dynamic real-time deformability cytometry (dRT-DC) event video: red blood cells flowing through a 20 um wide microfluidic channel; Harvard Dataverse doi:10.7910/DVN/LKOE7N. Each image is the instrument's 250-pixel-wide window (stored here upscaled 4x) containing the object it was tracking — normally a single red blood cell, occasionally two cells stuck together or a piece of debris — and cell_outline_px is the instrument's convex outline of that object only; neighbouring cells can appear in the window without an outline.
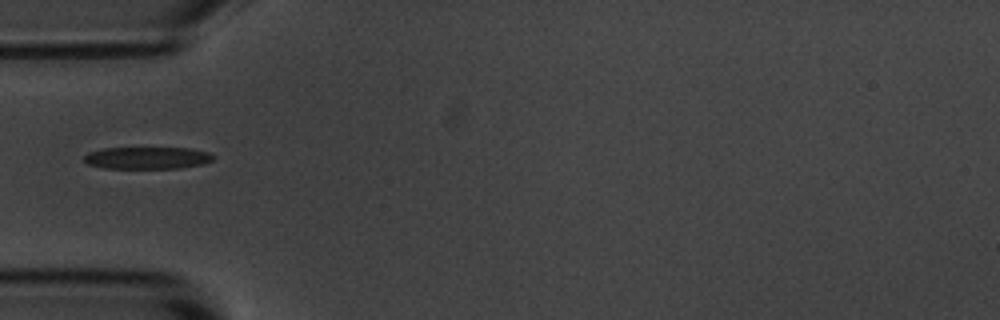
{"species": "common noctule bat (a hibernating species)", "species_latin": "Nyctalus noctula", "temperature_condition": "room temperature", "stored_images_in_passage": 7, "camera_frame_rate_fps": 3000, "um_per_image_px": 0.085, "animal": {"sex": "male", "body_mass_g": 20.1, "forearm_length_mm": 53.5}, "frame": {"image": 1, "passage_image": 1, "time_ms": 0.0, "image_size_px": [1000, 320], "cell_outline_px": [[212, 160], [204, 164], [180, 168], [104, 168], [88, 164], [84, 160], [84, 156], [88, 152], [104, 148], [192, 148], [208, 152], [212, 156]], "centroid_in_image_um": [12.51, 13.42], "position_along_channel_um": 72.5, "area_um2": 16.59}}
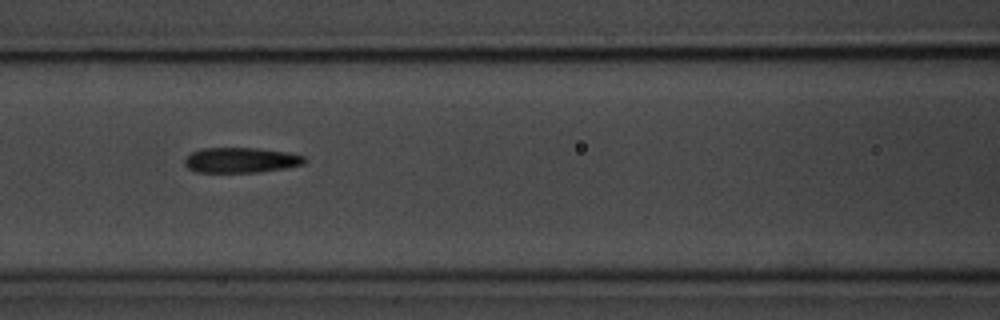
{"frame": {"image": 2, "passage_image": 3, "time_ms": 2.0, "image_size_px": [1000, 320], "cell_outline_px": [[304, 164], [284, 168], [256, 172], [196, 172], [188, 168], [184, 164], [184, 160], [192, 152], [200, 148], [256, 148], [288, 152], [304, 156]], "centroid_in_image_um": [20.45, 13.61], "position_along_channel_um": 146.2, "area_um2": 17.51}}
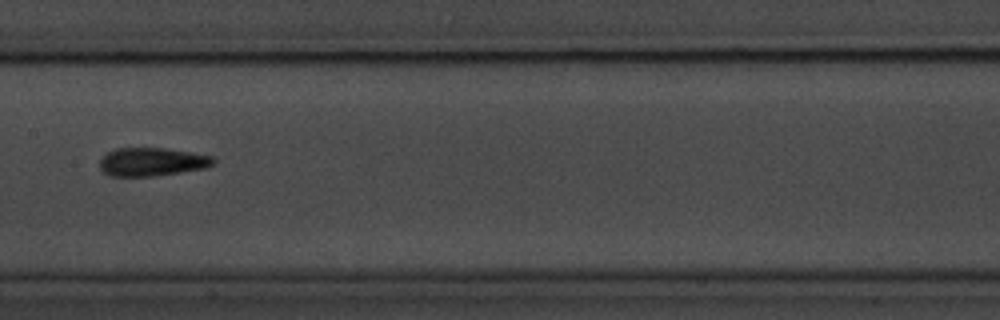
{"frame": {"image": 3, "passage_image": 4, "time_ms": 3.333, "image_size_px": [1000, 320], "cell_outline_px": [[216, 160], [208, 168], [152, 176], [112, 176], [104, 172], [100, 168], [100, 160], [108, 152], [116, 148], [164, 148], [192, 152], [212, 156]], "centroid_in_image_um": [12.94, 13.75], "position_along_channel_um": 194.5, "area_um2": 18.73}}